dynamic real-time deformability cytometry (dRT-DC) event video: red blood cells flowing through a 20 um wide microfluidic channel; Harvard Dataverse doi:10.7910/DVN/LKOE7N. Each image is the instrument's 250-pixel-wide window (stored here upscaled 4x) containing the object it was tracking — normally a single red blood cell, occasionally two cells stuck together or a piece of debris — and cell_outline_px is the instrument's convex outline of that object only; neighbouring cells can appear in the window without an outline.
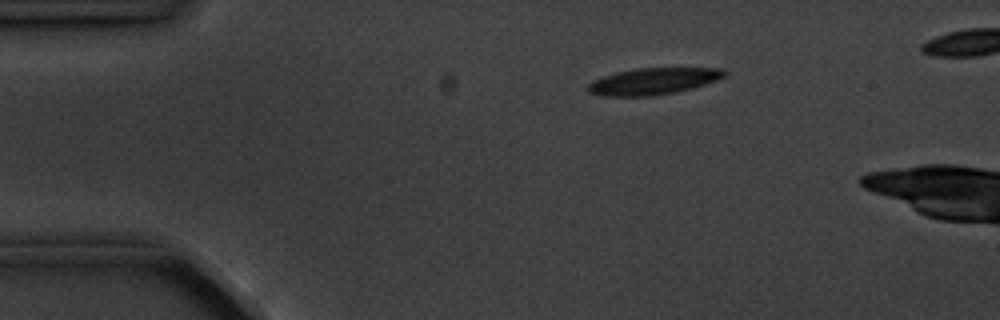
{"species": "common noctule bat (a hibernating species)", "species_latin": "Nyctalus noctula", "temperature_condition": "cold", "stored_images_in_passage": 3, "camera_frame_rate_fps": 3000, "um_per_image_px": 0.085, "animal": {"sex": "male", "body_mass_g": 20.1, "forearm_length_mm": 53.5}, "frame": {"image": 1, "passage_image": 1, "time_ms": 0.0, "image_size_px": [1000, 320], "cell_outline_px": [[728, 72], [724, 76], [716, 80], [692, 88], [676, 92], [652, 96], [600, 96], [588, 92], [588, 84], [592, 80], [616, 72], [636, 68], [724, 68]], "centroid_in_image_um": [55.51, 6.9], "position_along_channel_um": 29.5, "area_um2": 21.21}}